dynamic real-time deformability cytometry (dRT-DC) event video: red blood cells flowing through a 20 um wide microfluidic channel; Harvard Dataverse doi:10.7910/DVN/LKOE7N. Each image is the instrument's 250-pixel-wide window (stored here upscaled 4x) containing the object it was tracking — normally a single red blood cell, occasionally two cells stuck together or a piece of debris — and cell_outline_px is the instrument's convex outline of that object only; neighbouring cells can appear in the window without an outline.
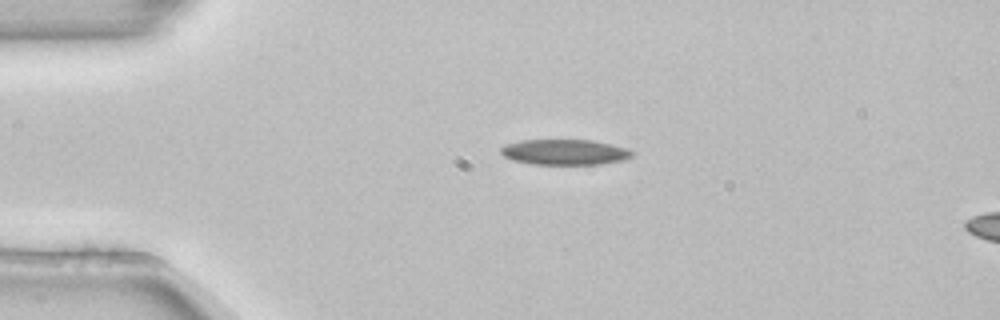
{"species": "common noctule bat (a hibernating species)", "species_latin": "Nyctalus noctula", "temperature_condition": "room temperature", "stored_images_in_passage": 4, "segment_of_instrument_passage": [1, 2], "camera_frame_rate_fps": 3000, "um_per_image_px": 0.085, "animal": {"sex": "female", "body_mass_g": 22.7, "forearm_length_mm": 54.2}, "frame": {"image": 1, "passage_image": 2, "time_ms": 0.333, "image_size_px": [1000, 320], "cell_outline_px": [[636, 156], [624, 160], [600, 164], [532, 164], [512, 160], [504, 156], [500, 152], [500, 148], [508, 144], [520, 140], [592, 140], [612, 144], [628, 148], [636, 152]], "centroid_in_image_um": [48.08, 12.93], "position_along_channel_um": 36.9, "area_um2": 19.71}}